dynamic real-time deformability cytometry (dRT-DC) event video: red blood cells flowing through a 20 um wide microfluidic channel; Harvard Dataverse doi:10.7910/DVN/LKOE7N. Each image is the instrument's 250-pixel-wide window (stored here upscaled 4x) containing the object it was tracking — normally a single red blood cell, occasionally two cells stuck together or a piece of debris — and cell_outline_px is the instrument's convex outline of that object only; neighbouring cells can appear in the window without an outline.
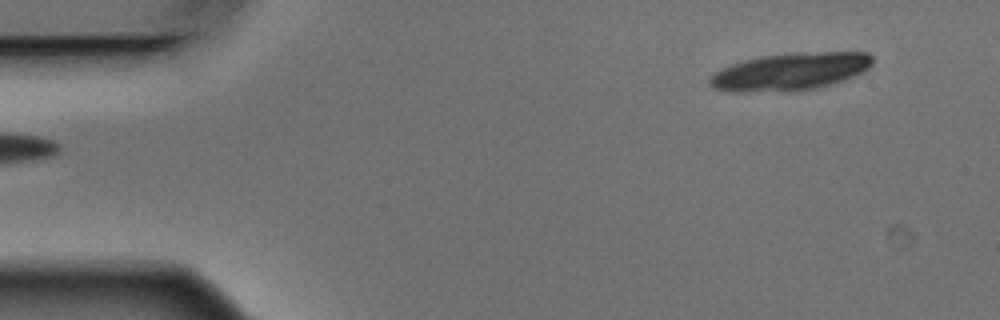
{"species": "Egyptian fruit bat (a non-hibernating species)", "species_latin": "Rousettus aegyptiacus", "temperature_condition": "warm", "stored_images_in_passage": 5, "segment_of_instrument_passage": [2, 2], "camera_frame_rate_fps": 3000, "um_per_image_px": 0.085, "animal": {"sex": "male"}, "frame": {"image": 1, "passage_image": 5, "time_ms": 1.333, "image_size_px": [1000, 320], "cell_outline_px": [[872, 64], [864, 72], [844, 80], [832, 84], [816, 88], [792, 92], [732, 92], [712, 88], [708, 80], [716, 72], [732, 64], [744, 60], [764, 56], [820, 52], [868, 52], [872, 56]], "centroid_in_image_um": [67.2, 6.12], "position_along_channel_um": 17.8, "area_um2": 35.43}}